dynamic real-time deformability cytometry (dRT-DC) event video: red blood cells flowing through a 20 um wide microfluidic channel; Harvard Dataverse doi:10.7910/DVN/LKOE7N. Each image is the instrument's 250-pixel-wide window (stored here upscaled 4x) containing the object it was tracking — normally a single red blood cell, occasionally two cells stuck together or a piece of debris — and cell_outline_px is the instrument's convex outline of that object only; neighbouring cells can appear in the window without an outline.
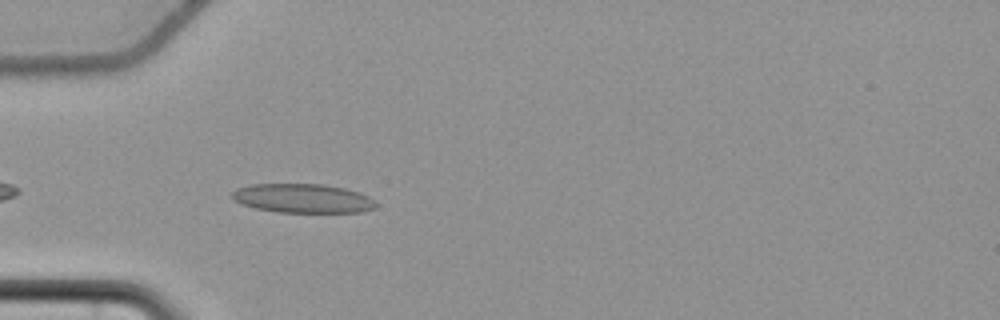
{"species": "common noctule bat (a hibernating species)", "species_latin": "Nyctalus noctula", "temperature_condition": "cold", "stored_images_in_passage": 42, "camera_frame_rate_fps": 3000, "um_per_image_px": 0.085, "animal": {"sex": "female", "body_mass_g": 22.7, "forearm_length_mm": 54.2}, "frame": {"image": 1, "passage_image": 4, "time_ms": 1.0, "image_size_px": [1000, 320], "cell_outline_px": [[376, 208], [360, 212], [276, 212], [256, 208], [232, 200], [232, 192], [236, 188], [252, 184], [324, 184], [344, 188], [368, 196], [376, 204]], "centroid_in_image_um": [25.7, 16.86], "position_along_channel_um": 59.3, "area_um2": 24.22}}
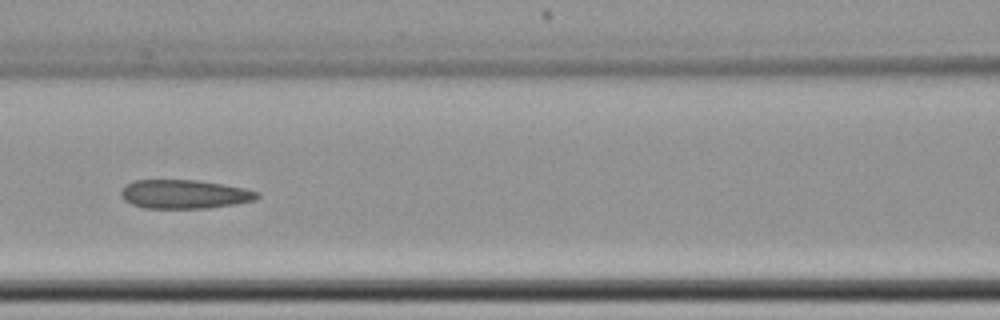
{"frame": {"image": 2, "passage_image": 12, "time_ms": 3.667, "image_size_px": [1000, 320], "cell_outline_px": [[260, 196], [256, 200], [208, 208], [144, 208], [132, 204], [124, 200], [120, 192], [124, 184], [136, 180], [196, 180], [244, 188], [260, 192]], "centroid_in_image_um": [15.66, 16.5], "position_along_channel_um": 150.9, "area_um2": 22.83}}
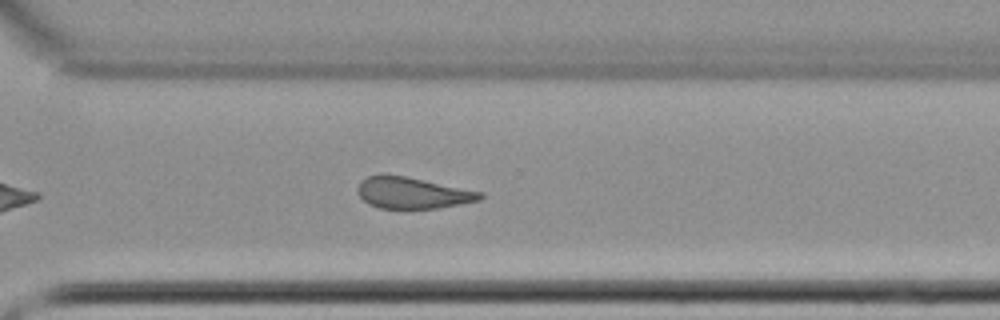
{"frame": {"image": 3, "passage_image": 27, "time_ms": 8.667, "image_size_px": [1000, 320], "cell_outline_px": [[484, 196], [480, 200], [460, 204], [436, 208], [380, 208], [368, 204], [356, 192], [356, 188], [360, 180], [368, 176], [380, 172], [404, 176], [484, 192]], "centroid_in_image_um": [35.01, 16.37], "position_along_channel_um": 335.6, "area_um2": 22.6}, "authors_computed_cell_mechanics": {"area_um2": 23.3801, "velocity_mm_per_s": 3.6879, "shape_relaxation_time_tau1_ms": null, "shape_relaxation_time_tau2_ms": 4.7511, "deformation_change_tau1": null, "deformation_change_tau2": 0.1249}}